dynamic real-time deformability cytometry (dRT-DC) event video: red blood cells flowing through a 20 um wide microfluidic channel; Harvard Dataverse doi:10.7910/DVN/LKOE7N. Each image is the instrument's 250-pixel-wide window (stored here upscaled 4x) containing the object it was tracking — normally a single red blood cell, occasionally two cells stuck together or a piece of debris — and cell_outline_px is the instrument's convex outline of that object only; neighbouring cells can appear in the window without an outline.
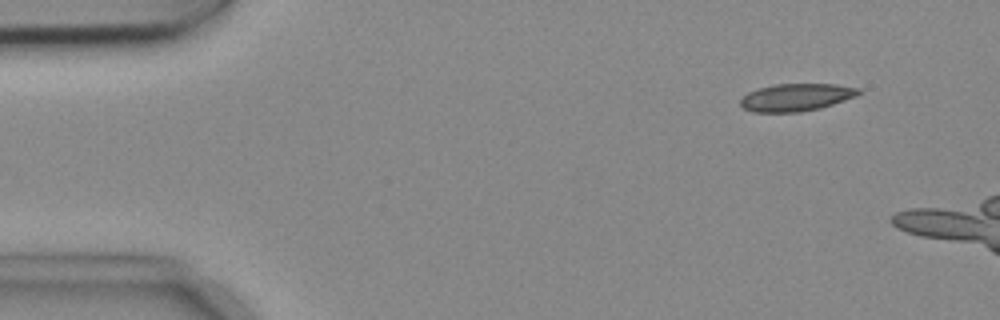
{"species": "common noctule bat (a hibernating species)", "species_latin": "Nyctalus noctula", "temperature_condition": "cold", "stored_images_in_passage": 15, "camera_frame_rate_fps": 3000, "um_per_image_px": 0.085, "animal": {"sex": "female", "body_mass_g": 18.4}, "frame": {"image": 1, "passage_image": 5, "time_ms": 1.333, "image_size_px": [1000, 320], "cell_outline_px": [[860, 92], [852, 96], [832, 104], [820, 108], [800, 112], [752, 112], [744, 108], [740, 104], [740, 100], [748, 92], [760, 88], [776, 84], [832, 84], [860, 88]], "centroid_in_image_um": [67.62, 8.27], "position_along_channel_um": 17.4, "area_um2": 18.55}}